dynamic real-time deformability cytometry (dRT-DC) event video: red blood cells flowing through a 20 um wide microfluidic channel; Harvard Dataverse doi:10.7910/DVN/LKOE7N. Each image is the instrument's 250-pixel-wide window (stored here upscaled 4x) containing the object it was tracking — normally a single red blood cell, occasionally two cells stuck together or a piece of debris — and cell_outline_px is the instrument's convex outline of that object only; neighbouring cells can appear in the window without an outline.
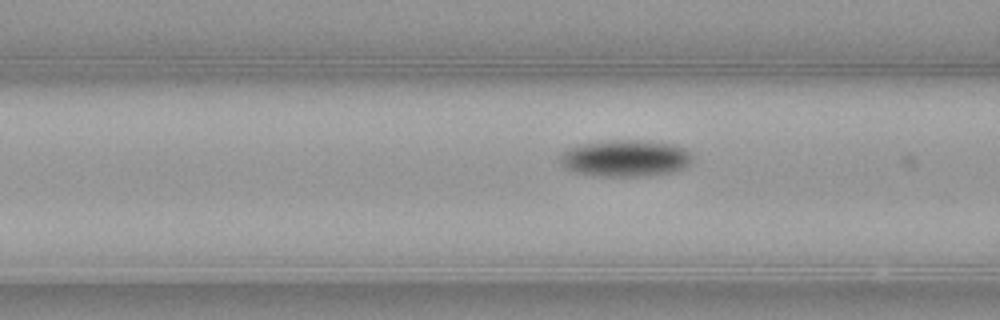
{"species": "common noctule bat (a hibernating species)", "species_latin": "Nyctalus noctula", "temperature_condition": "warm", "stored_images_in_passage": 19, "camera_frame_rate_fps": 3000, "um_per_image_px": 0.085, "animal": {"sex": "female", "body_mass_g": 21.9}, "frame": {"image": 1, "passage_image": 16, "time_ms": 5.0, "image_size_px": [1000, 320], "cell_outline_px": [[692, 160], [684, 168], [672, 172], [644, 176], [592, 176], [572, 172], [564, 168], [560, 164], [560, 152], [568, 148], [580, 144], [612, 140], [640, 140], [672, 144], [684, 148], [692, 156]], "centroid_in_image_um": [53.09, 13.46], "position_along_channel_um": 113.5, "area_um2": 28.55}}